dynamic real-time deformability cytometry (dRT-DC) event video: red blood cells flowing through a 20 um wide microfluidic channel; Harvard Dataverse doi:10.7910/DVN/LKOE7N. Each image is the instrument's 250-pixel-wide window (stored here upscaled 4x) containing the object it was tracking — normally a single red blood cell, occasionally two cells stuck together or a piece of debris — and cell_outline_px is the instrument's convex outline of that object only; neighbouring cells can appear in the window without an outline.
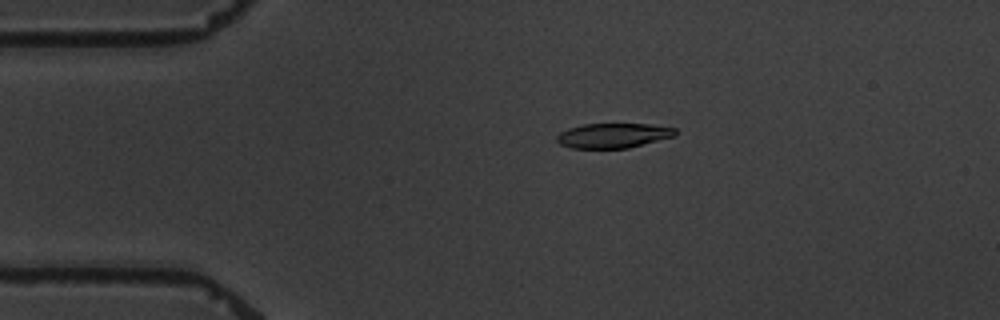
{"species": "common noctule bat (a hibernating species)", "species_latin": "Nyctalus noctula", "temperature_condition": "warm", "stored_images_in_passage": 3, "camera_frame_rate_fps": 3000, "um_per_image_px": 0.085, "animal": {"sex": "male", "body_mass_g": 19.5, "forearm_length_mm": 54.6}, "frame": {"image": 1, "passage_image": 2, "time_ms": 1.333, "image_size_px": [1000, 320], "cell_outline_px": [[676, 136], [628, 148], [572, 148], [560, 144], [556, 140], [556, 136], [560, 132], [568, 128], [584, 124], [648, 124], [676, 128]], "centroid_in_image_um": [52.12, 11.52], "position_along_channel_um": 32.9, "area_um2": 17.11}}